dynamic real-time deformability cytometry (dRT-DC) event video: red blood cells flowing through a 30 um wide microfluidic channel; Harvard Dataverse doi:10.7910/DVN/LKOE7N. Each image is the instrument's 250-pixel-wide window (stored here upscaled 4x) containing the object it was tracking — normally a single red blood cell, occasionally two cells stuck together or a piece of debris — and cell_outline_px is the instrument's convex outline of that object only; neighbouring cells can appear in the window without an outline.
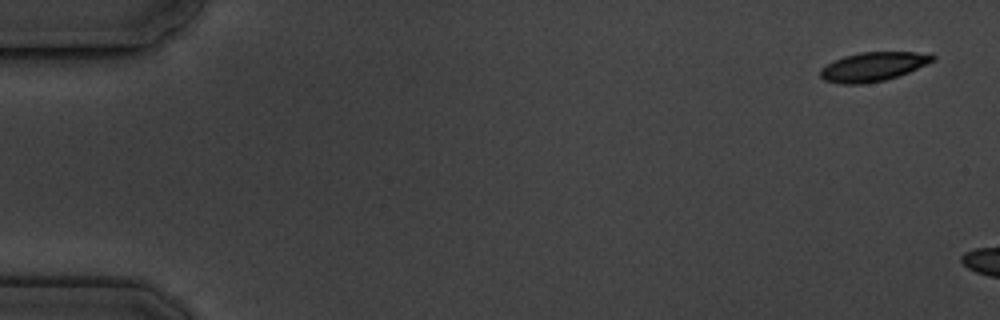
{"species": "common noctule bat (a hibernating species)", "species_latin": "Nyctalus noctula", "temperature_condition": "cold", "stored_images_in_passage": 3, "camera_frame_rate_fps": 3000, "um_per_image_px": 0.085, "animal": {"sex": "male", "body_mass_g": 19.5, "forearm_length_mm": 54.6}, "frame": {"image": 1, "passage_image": 1, "time_ms": 0.0, "image_size_px": [1000, 320], "cell_outline_px": [[936, 60], [908, 72], [884, 80], [860, 84], [840, 84], [824, 80], [820, 76], [820, 68], [844, 56], [860, 52], [932, 52], [936, 56]], "centroid_in_image_um": [74.25, 5.65], "position_along_channel_um": 10.7, "area_um2": 19.02}}